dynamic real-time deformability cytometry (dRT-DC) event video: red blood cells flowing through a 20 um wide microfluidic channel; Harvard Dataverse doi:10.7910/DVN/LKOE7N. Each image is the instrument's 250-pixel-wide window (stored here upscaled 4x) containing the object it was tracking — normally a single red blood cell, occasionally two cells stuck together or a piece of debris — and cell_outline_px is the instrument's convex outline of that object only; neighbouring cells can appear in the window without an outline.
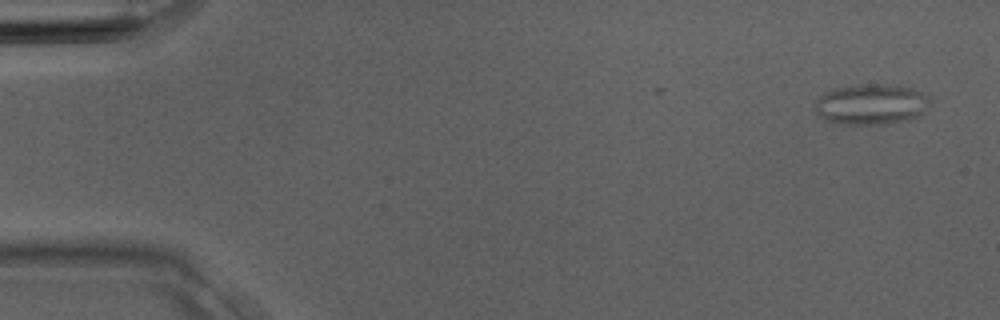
{"species": "Egyptian fruit bat (a non-hibernating species)", "species_latin": "Rousettus aegyptiacus", "temperature_condition": "room temperature", "stored_images_in_passage": 3, "camera_frame_rate_fps": 3000, "um_per_image_px": 0.085, "animal": {"sex": "male"}, "frame": {"image": 1, "passage_image": 1, "time_ms": 0.0, "image_size_px": [1000, 320], "cell_outline_px": [[932, 100], [916, 116], [888, 124], [836, 124], [824, 120], [812, 108], [816, 100], [824, 92], [832, 88], [860, 84], [884, 84], [912, 88], [928, 96]], "centroid_in_image_um": [73.95, 8.86], "position_along_channel_um": 11.1, "area_um2": 27.22}}
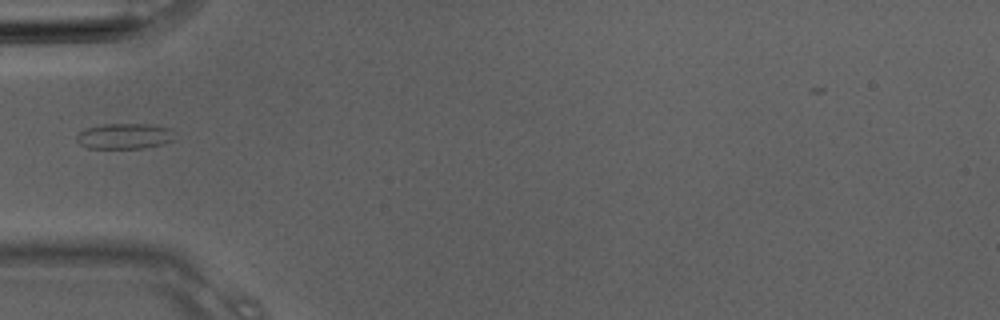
{"frame": {"image": 2, "passage_image": 3, "time_ms": 0.667, "image_size_px": [1000, 320], "cell_outline_px": [[172, 140], [164, 144], [144, 148], [88, 148], [80, 144], [76, 140], [76, 136], [84, 128], [104, 124], [152, 124], [168, 128]], "centroid_in_image_um": [10.51, 11.57], "position_along_channel_um": 74.5, "area_um2": 14.45}}